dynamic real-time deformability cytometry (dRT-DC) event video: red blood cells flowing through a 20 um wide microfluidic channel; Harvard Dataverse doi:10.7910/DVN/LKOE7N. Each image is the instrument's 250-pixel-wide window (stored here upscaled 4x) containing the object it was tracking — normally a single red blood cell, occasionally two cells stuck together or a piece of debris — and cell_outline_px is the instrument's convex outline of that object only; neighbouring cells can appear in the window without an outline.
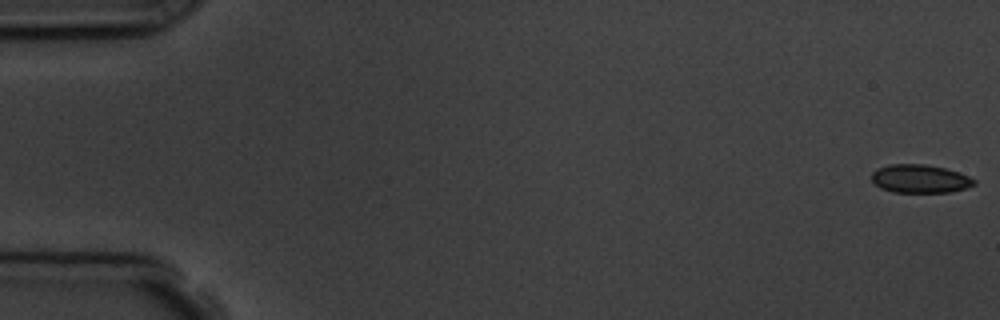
{"species": "common noctule bat (a hibernating species)", "species_latin": "Nyctalus noctula", "temperature_condition": "room temperature", "stored_images_in_passage": 7, "camera_frame_rate_fps": 3000, "um_per_image_px": 0.085, "animal": {"sex": "male", "body_mass_g": 19.5, "forearm_length_mm": 54.6}, "frame": {"image": 1, "passage_image": 1, "time_ms": 0.0, "image_size_px": [1000, 320], "cell_outline_px": [[976, 184], [968, 188], [948, 192], [892, 192], [880, 188], [872, 180], [872, 172], [876, 168], [888, 164], [924, 164], [944, 168], [968, 176], [976, 180]], "centroid_in_image_um": [78.18, 15.19], "position_along_channel_um": 6.8, "area_um2": 16.94}}
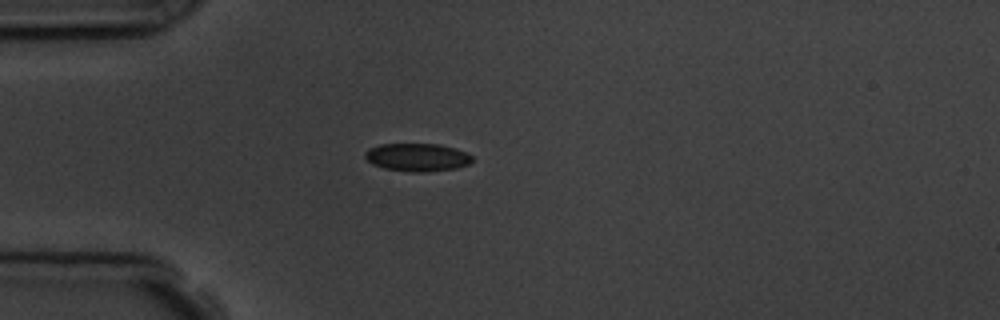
{"frame": {"image": 2, "passage_image": 5, "time_ms": 4.667, "image_size_px": [1000, 320], "cell_outline_px": [[472, 160], [468, 164], [456, 168], [420, 172], [412, 172], [384, 168], [372, 164], [364, 156], [364, 152], [368, 148], [380, 144], [440, 144], [456, 148], [472, 156]], "centroid_in_image_um": [35.43, 13.36], "position_along_channel_um": 49.6, "area_um2": 17.4}}